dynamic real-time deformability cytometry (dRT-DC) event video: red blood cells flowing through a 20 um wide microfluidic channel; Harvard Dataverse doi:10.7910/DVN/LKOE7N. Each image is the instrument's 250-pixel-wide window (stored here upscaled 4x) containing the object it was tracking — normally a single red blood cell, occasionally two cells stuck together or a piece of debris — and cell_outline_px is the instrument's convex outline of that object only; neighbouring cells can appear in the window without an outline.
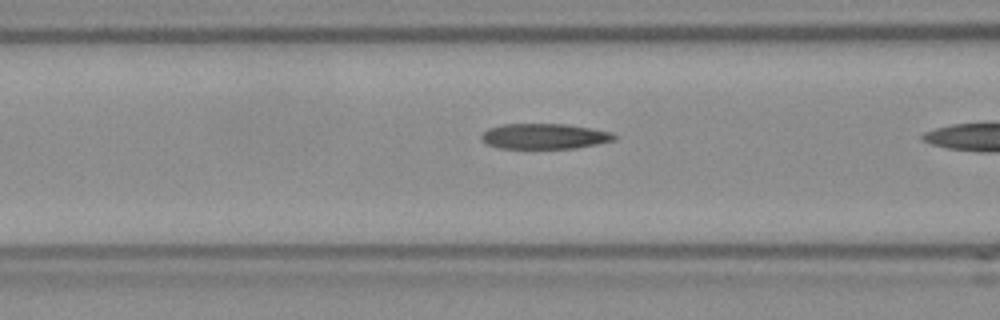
{"species": "Egyptian fruit bat (a non-hibernating species)", "species_latin": "Rousettus aegyptiacus", "temperature_condition": "room temperature", "stored_images_in_passage": 17, "camera_frame_rate_fps": 3000, "um_per_image_px": 0.085, "frame": {"image": 1, "passage_image": 16, "time_ms": 5.0, "image_size_px": [1000, 320], "cell_outline_px": [[616, 136], [612, 140], [596, 144], [572, 148], [500, 148], [488, 144], [480, 136], [488, 128], [504, 124], [568, 124], [612, 132]], "centroid_in_image_um": [46.26, 11.57], "position_along_channel_um": 120.3, "area_um2": 19.36}}